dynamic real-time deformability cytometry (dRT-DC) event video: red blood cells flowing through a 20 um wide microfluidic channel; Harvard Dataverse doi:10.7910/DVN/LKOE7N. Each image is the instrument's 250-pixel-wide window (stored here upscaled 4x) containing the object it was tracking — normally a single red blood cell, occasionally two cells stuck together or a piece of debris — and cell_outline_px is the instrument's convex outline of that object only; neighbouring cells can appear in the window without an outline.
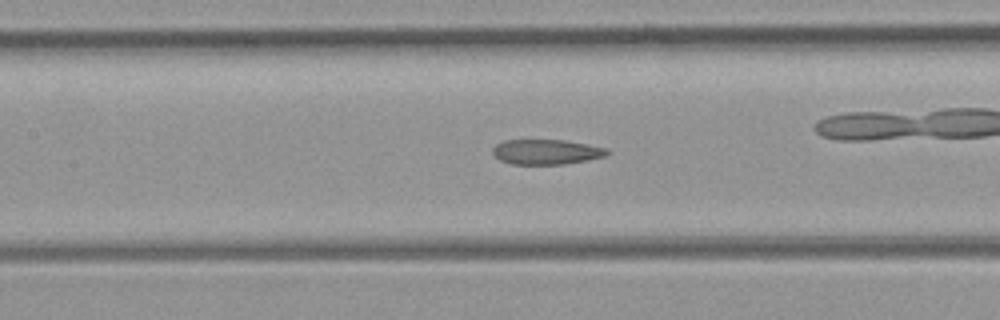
{"species": "common noctule bat (a hibernating species)", "species_latin": "Nyctalus noctula", "temperature_condition": "room temperature", "stored_images_in_passage": 40, "camera_frame_rate_fps": 3000, "um_per_image_px": 0.085, "animal": {"sex": "female", "body_mass_g": 21.9}, "frame": {"image": 1, "passage_image": 12, "time_ms": 3.667, "image_size_px": [1000, 320], "cell_outline_px": [[608, 152], [604, 156], [588, 160], [564, 164], [512, 164], [500, 160], [492, 152], [492, 148], [496, 144], [504, 140], [564, 140], [588, 144], [608, 148]], "centroid_in_image_um": [46.43, 12.9], "position_along_channel_um": 161.0, "area_um2": 16.65}}
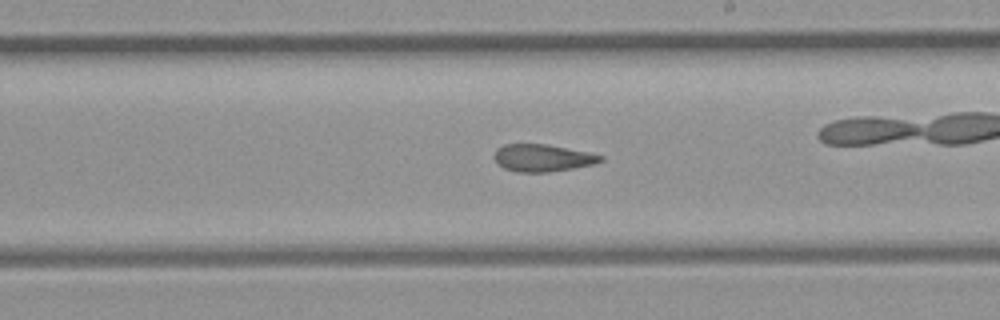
{"frame": {"image": 2, "passage_image": 18, "time_ms": 5.667, "image_size_px": [1000, 320], "cell_outline_px": [[604, 160], [596, 164], [548, 172], [516, 172], [504, 168], [496, 164], [496, 148], [504, 144], [544, 144], [588, 152], [604, 156]], "centroid_in_image_um": [46.13, 13.43], "position_along_channel_um": 242.9, "area_um2": 16.82}}